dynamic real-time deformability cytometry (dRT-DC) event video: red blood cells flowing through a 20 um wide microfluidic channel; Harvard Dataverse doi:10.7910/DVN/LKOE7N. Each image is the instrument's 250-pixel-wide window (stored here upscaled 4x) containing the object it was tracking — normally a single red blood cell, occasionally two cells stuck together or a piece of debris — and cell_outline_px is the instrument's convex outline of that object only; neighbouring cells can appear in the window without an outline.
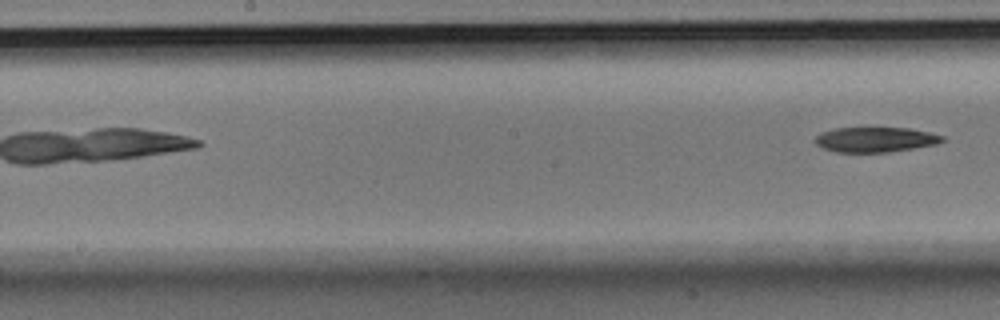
{"species": "Egyptian fruit bat (a non-hibernating species)", "species_latin": "Rousettus aegyptiacus", "temperature_condition": "room temperature", "stored_images_in_passage": 5, "camera_frame_rate_fps": 3000, "um_per_image_px": 0.085, "animal": {"sex": "male"}, "frame": {"image": 1, "passage_image": 5, "time_ms": 1.333, "image_size_px": [1000, 320], "cell_outline_px": [[944, 140], [936, 144], [888, 152], [836, 152], [820, 148], [812, 140], [820, 132], [832, 128], [912, 128], [944, 136]], "centroid_in_image_um": [74.33, 11.86], "position_along_channel_um": 173.9, "area_um2": 18.67}}